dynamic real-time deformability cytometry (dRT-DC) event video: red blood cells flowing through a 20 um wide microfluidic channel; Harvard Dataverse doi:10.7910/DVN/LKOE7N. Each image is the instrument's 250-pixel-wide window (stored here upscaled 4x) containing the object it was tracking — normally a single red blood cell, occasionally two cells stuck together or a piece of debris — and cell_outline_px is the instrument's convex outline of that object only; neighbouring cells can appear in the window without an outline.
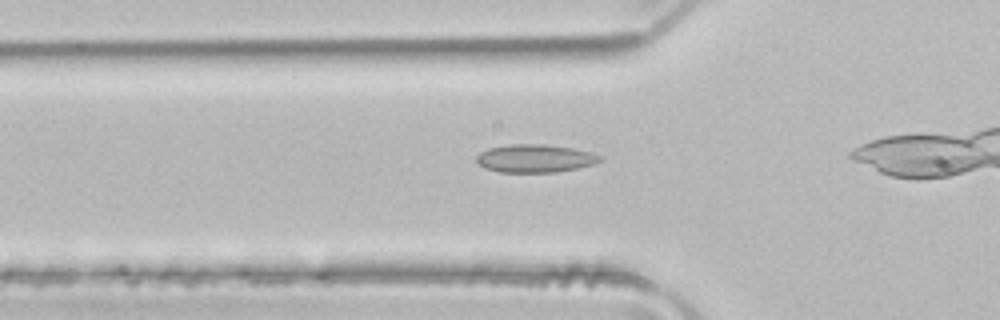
{"species": "common noctule bat (a hibernating species)", "species_latin": "Nyctalus noctula", "temperature_condition": "room temperature", "stored_images_in_passage": 29, "camera_frame_rate_fps": 3000, "um_per_image_px": 0.085, "animal": {"sex": "male", "body_mass_g": 21.5, "forearm_length_mm": 52.0}, "frame": {"image": 1, "passage_image": 7, "time_ms": 2.0, "image_size_px": [1000, 320], "cell_outline_px": [[604, 156], [600, 160], [592, 164], [576, 168], [556, 172], [500, 172], [484, 168], [476, 160], [476, 156], [480, 152], [488, 148], [512, 144], [544, 144], [572, 148], [592, 152]], "centroid_in_image_um": [45.47, 13.46], "position_along_channel_um": 80.3, "area_um2": 20.11}}
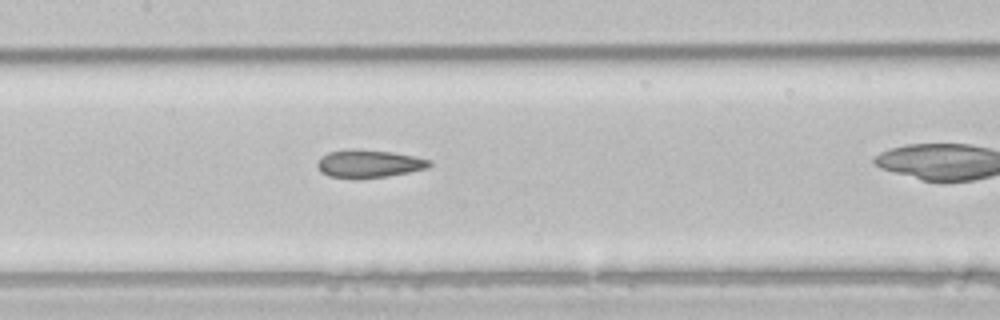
{"frame": {"image": 2, "passage_image": 14, "time_ms": 4.333, "image_size_px": [1000, 320], "cell_outline_px": [[432, 164], [428, 168], [388, 176], [356, 180], [328, 176], [320, 172], [316, 164], [320, 156], [328, 152], [392, 152], [432, 160]], "centroid_in_image_um": [31.35, 13.99], "position_along_channel_um": 176.0, "area_um2": 17.69}}
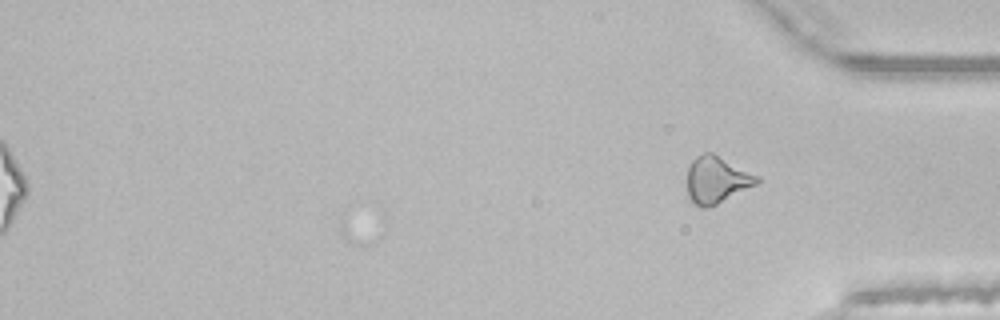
{"frame": {"image": 3, "passage_image": 29, "time_ms": 9.333, "image_size_px": [1000, 320], "cell_outline_px": [[760, 180], [756, 184], [708, 208], [700, 208], [688, 196], [688, 168], [692, 160], [696, 156], [704, 152], [712, 152], [760, 176]], "centroid_in_image_um": [60.92, 15.26], "position_along_channel_um": 374.3, "area_um2": 18.9}, "authors_computed_cell_mechanics": {"area_um2": 17.8602, "velocity_mm_per_s": 4.0499, "shape_relaxation_time_tau1_ms": null, "shape_relaxation_time_tau2_ms": 3.0179, "deformation_change_tau1": null, "deformation_change_tau2": 0.0966}}